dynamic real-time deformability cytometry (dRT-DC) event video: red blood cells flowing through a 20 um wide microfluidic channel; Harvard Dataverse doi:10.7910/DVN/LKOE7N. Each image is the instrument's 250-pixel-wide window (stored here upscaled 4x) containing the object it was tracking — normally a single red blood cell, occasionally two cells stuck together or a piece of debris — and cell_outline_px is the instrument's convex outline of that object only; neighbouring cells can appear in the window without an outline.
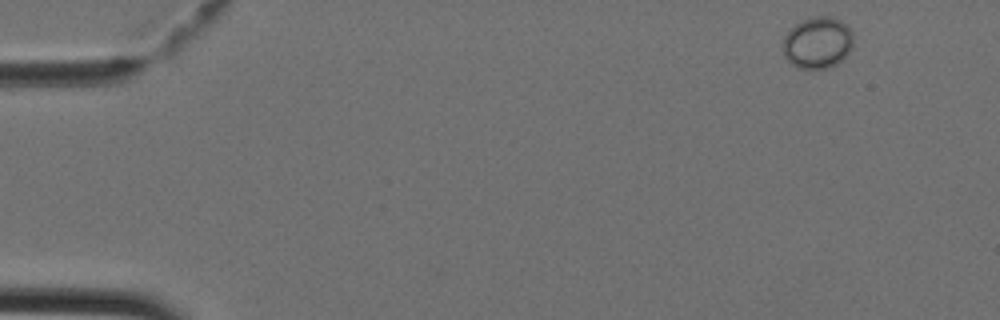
{"species": "Egyptian fruit bat (a non-hibernating species)", "species_latin": "Rousettus aegyptiacus", "temperature_condition": "cold", "stored_images_in_passage": 40, "camera_frame_rate_fps": 3000, "um_per_image_px": 0.085, "animal": {"sex": "female"}, "frame": {"image": 1, "passage_image": 1, "time_ms": 0.0, "image_size_px": [1000, 320], "cell_outline_px": [[852, 48], [836, 64], [828, 68], [800, 68], [792, 64], [784, 56], [784, 36], [796, 24], [812, 16], [832, 16], [848, 24], [852, 32]], "centroid_in_image_um": [69.52, 3.61], "position_along_channel_um": 15.5, "area_um2": 20.98}}
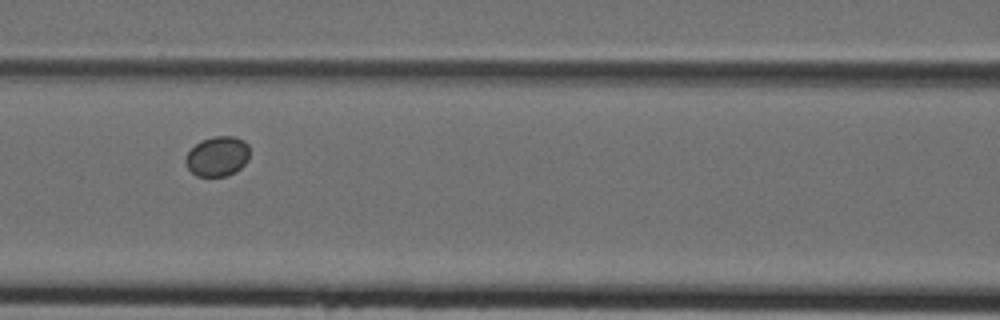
{"frame": {"image": 2, "passage_image": 17, "time_ms": 5.333, "image_size_px": [1000, 320], "cell_outline_px": [[248, 160], [236, 172], [228, 176], [196, 176], [184, 164], [184, 160], [188, 152], [200, 140], [212, 136], [236, 136], [244, 140], [248, 144]], "centroid_in_image_um": [18.48, 13.28], "position_along_channel_um": 148.1, "area_um2": 15.09}}
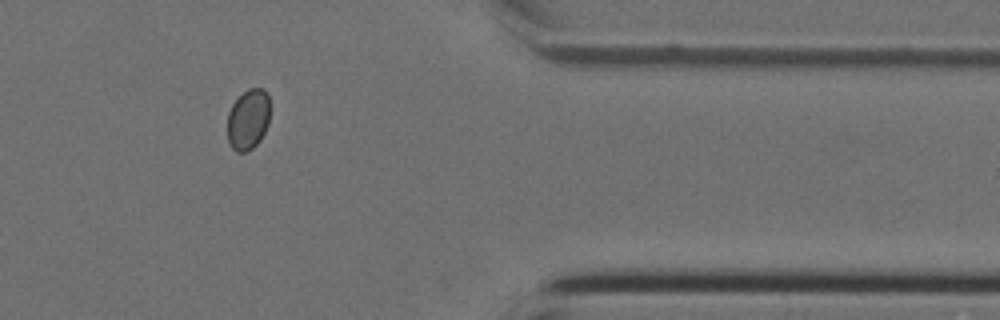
{"frame": {"image": 3, "passage_image": 34, "time_ms": 11.0, "image_size_px": [1000, 320], "cell_outline_px": [[268, 124], [260, 140], [252, 148], [244, 152], [236, 152], [228, 144], [228, 112], [232, 104], [248, 88], [264, 88], [268, 92]], "centroid_in_image_um": [21.08, 10.15], "position_along_channel_um": 390.3, "area_um2": 14.97}}